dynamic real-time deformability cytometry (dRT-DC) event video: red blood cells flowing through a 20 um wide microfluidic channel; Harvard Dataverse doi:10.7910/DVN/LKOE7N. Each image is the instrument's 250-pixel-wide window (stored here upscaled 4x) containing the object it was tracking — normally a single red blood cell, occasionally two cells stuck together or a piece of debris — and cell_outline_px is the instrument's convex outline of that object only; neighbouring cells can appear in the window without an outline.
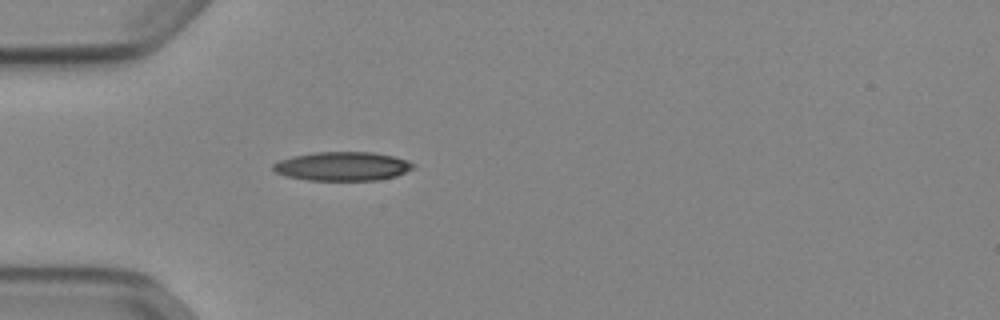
{"species": "Egyptian fruit bat (a non-hibernating species)", "species_latin": "Rousettus aegyptiacus", "temperature_condition": "cold", "stored_images_in_passage": 37, "camera_frame_rate_fps": 3000, "um_per_image_px": 0.085, "animal": {"sex": "female"}, "frame": {"image": 1, "passage_image": 1, "time_ms": 0.0, "image_size_px": [1000, 320], "cell_outline_px": [[416, 164], [412, 168], [396, 176], [376, 180], [308, 180], [288, 176], [276, 172], [272, 168], [272, 164], [280, 160], [292, 156], [316, 152], [372, 152], [392, 156], [408, 160]], "centroid_in_image_um": [29.11, 14.13], "position_along_channel_um": 55.9, "area_um2": 23.41}}
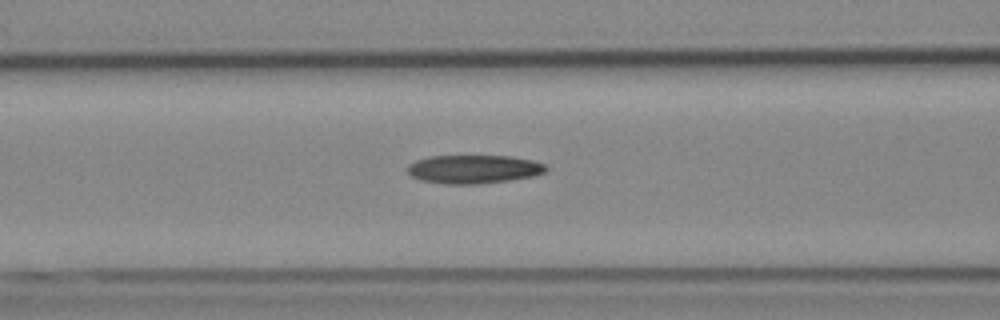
{"frame": {"image": 2, "passage_image": 7, "time_ms": 2.0, "image_size_px": [1000, 320], "cell_outline_px": [[548, 168], [544, 172], [536, 176], [480, 184], [444, 184], [420, 180], [412, 176], [408, 172], [408, 164], [416, 160], [428, 156], [512, 156], [532, 160], [544, 164]], "centroid_in_image_um": [40.26, 14.38], "position_along_channel_um": 126.3, "area_um2": 23.12}}
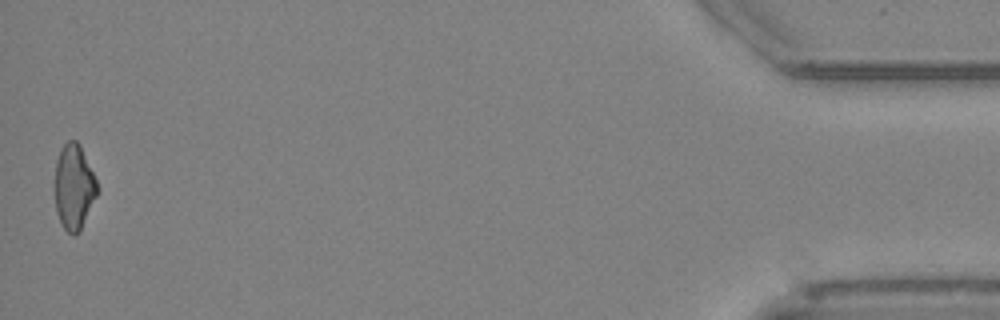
{"frame": {"image": 3, "passage_image": 37, "time_ms": 12.0, "image_size_px": [1000, 320], "cell_outline_px": [[100, 188], [80, 232], [72, 236], [64, 228], [56, 212], [52, 188], [56, 160], [60, 148], [68, 140], [76, 140], [80, 144]], "centroid_in_image_um": [6.25, 15.89], "position_along_channel_um": 428.9, "area_um2": 21.79}, "authors_computed_cell_mechanics": {"area_um2": 22.5998, "velocity_mm_per_s": 3.9047, "shape_relaxation_time_tau1_ms": null, "shape_relaxation_time_tau2_ms": 11.0454, "deformation_change_tau1": null, "deformation_change_tau2": 0.2348}}